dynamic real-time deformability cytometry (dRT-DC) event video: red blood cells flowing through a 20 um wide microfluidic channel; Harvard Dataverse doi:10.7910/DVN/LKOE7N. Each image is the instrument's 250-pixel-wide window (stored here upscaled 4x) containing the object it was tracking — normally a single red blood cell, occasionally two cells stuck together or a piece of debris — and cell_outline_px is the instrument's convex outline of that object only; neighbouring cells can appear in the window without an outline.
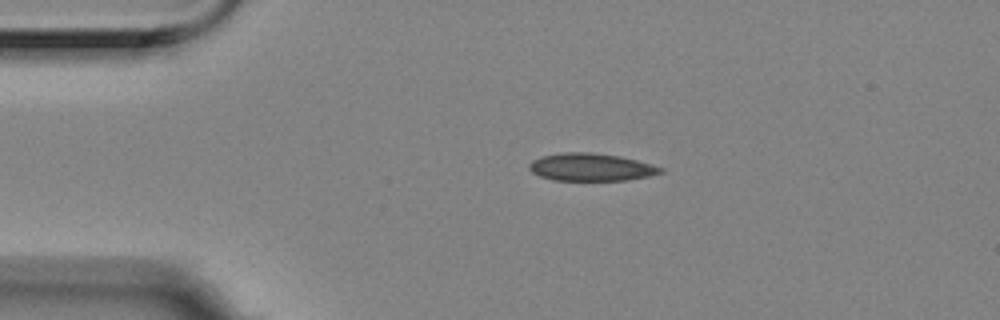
{"species": "Egyptian fruit bat (a non-hibernating species)", "species_latin": "Rousettus aegyptiacus", "temperature_condition": "room temperature", "stored_images_in_passage": 2, "camera_frame_rate_fps": 3000, "um_per_image_px": 0.085, "animal": {"sex": "female"}, "frame": {"image": 1, "passage_image": 1, "time_ms": 0.0, "image_size_px": [1000, 320], "cell_outline_px": [[664, 172], [648, 176], [628, 180], [552, 180], [540, 176], [532, 172], [528, 168], [528, 164], [532, 160], [540, 156], [564, 152], [588, 152], [620, 156], [652, 164], [664, 168]], "centroid_in_image_um": [50.22, 14.2], "position_along_channel_um": 34.8, "area_um2": 21.21}}